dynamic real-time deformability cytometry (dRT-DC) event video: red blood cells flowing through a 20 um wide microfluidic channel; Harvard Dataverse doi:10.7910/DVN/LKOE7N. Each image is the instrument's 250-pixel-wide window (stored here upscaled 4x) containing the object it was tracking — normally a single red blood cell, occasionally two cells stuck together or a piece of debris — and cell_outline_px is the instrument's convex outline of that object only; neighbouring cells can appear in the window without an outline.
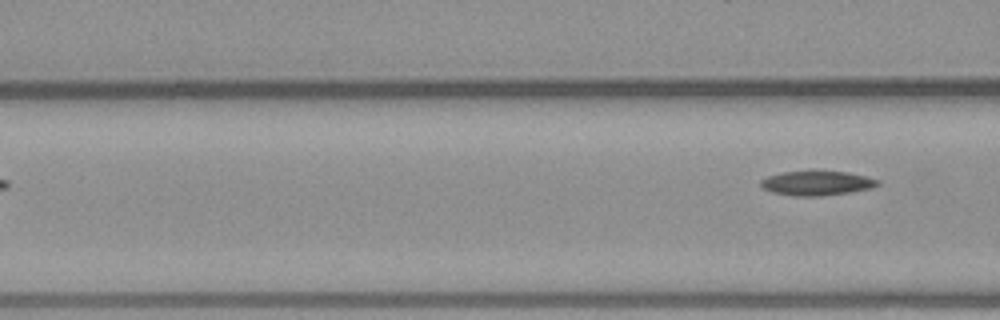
{"species": "common noctule bat (a hibernating species)", "species_latin": "Nyctalus noctula", "temperature_condition": "warm", "stored_images_in_passage": 6, "segment_of_instrument_passage": [2, 2], "camera_frame_rate_fps": 3000, "um_per_image_px": 0.085, "animal": {"sex": "male", "body_mass_g": 23.1, "forearm_length_mm": 52.7}, "frame": {"image": 1, "passage_image": 6, "time_ms": 6.667, "image_size_px": [1000, 320], "cell_outline_px": [[880, 184], [872, 188], [852, 192], [820, 196], [796, 196], [772, 192], [760, 188], [760, 180], [768, 176], [784, 172], [848, 172], [880, 180]], "centroid_in_image_um": [69.43, 15.58], "position_along_channel_um": 97.2, "area_um2": 16.53}}